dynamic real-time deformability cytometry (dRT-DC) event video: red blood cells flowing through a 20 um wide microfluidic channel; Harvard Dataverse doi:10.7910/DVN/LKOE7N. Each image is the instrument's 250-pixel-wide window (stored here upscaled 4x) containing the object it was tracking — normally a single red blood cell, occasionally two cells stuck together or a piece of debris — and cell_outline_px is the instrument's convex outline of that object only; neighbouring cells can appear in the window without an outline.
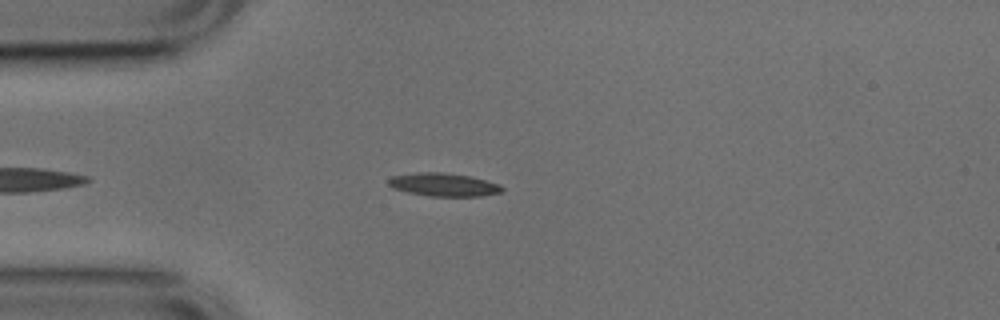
{"species": "common noctule bat (a hibernating species)", "species_latin": "Nyctalus noctula", "temperature_condition": "cold", "stored_images_in_passage": 40, "camera_frame_rate_fps": 3000, "um_per_image_px": 0.085, "animal": {"sex": "male", "body_mass_g": 17.9, "forearm_length_mm": 54.2}, "frame": {"image": 1, "passage_image": 4, "time_ms": 1.0, "image_size_px": [1000, 320], "cell_outline_px": [[504, 192], [480, 196], [428, 196], [408, 192], [396, 188], [388, 184], [388, 180], [392, 176], [416, 172], [440, 172], [472, 176], [500, 184], [504, 188]], "centroid_in_image_um": [37.76, 15.69], "position_along_channel_um": 47.2, "area_um2": 15.37}}
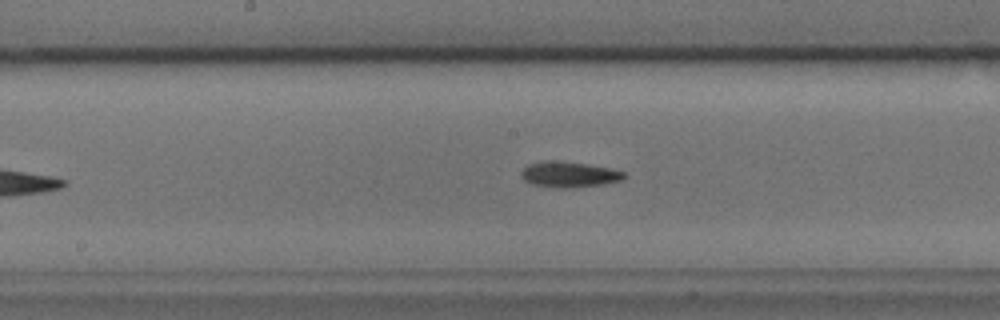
{"frame": {"image": 2, "passage_image": 17, "time_ms": 5.333, "image_size_px": [1000, 320], "cell_outline_px": [[628, 176], [620, 180], [604, 184], [568, 188], [560, 188], [532, 184], [524, 180], [520, 176], [520, 172], [528, 164], [544, 160], [548, 160], [584, 164], [612, 168], [624, 172]], "centroid_in_image_um": [48.36, 14.83], "position_along_channel_um": 199.8, "area_um2": 15.32}}
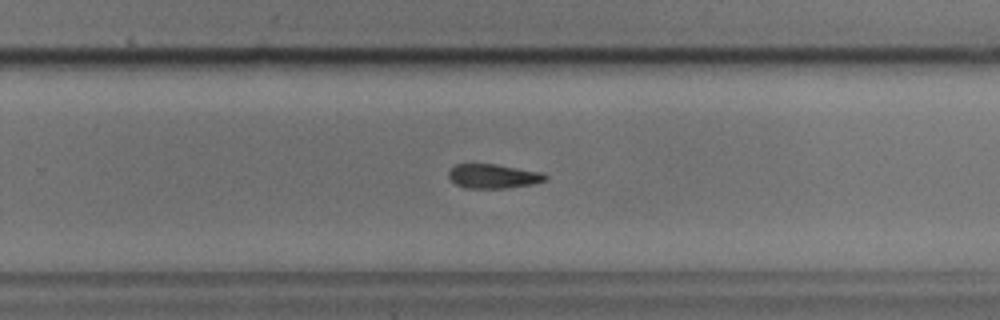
{"frame": {"image": 3, "passage_image": 24, "time_ms": 7.667, "image_size_px": [1000, 320], "cell_outline_px": [[548, 176], [544, 180], [532, 184], [504, 188], [464, 188], [456, 184], [448, 176], [448, 172], [456, 164], [496, 164], [544, 172]], "centroid_in_image_um": [41.93, 14.97], "position_along_channel_um": 287.9, "area_um2": 13.64}, "authors_computed_cell_mechanics": {"area_um2": 14.8257, "velocity_mm_per_s": 3.8056, "shape_relaxation_time_tau1_ms": 7.0896, "shape_relaxation_time_tau2_ms": 4.2272, "deformation_change_tau1": 0.1896, "deformation_change_tau2": 0.1314}}